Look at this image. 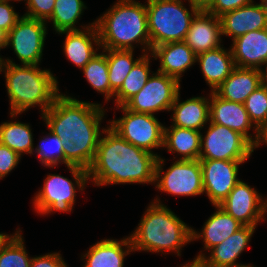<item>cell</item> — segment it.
Here are the masks:
<instances>
[{
  "instance_id": "cell-4",
  "label": "cell",
  "mask_w": 267,
  "mask_h": 267,
  "mask_svg": "<svg viewBox=\"0 0 267 267\" xmlns=\"http://www.w3.org/2000/svg\"><path fill=\"white\" fill-rule=\"evenodd\" d=\"M192 229L156 198L129 237L133 251H175L180 256L181 248L192 241Z\"/></svg>"
},
{
  "instance_id": "cell-6",
  "label": "cell",
  "mask_w": 267,
  "mask_h": 267,
  "mask_svg": "<svg viewBox=\"0 0 267 267\" xmlns=\"http://www.w3.org/2000/svg\"><path fill=\"white\" fill-rule=\"evenodd\" d=\"M190 11L182 0H147V23L151 50L171 42L184 41L191 22L201 10L189 3Z\"/></svg>"
},
{
  "instance_id": "cell-16",
  "label": "cell",
  "mask_w": 267,
  "mask_h": 267,
  "mask_svg": "<svg viewBox=\"0 0 267 267\" xmlns=\"http://www.w3.org/2000/svg\"><path fill=\"white\" fill-rule=\"evenodd\" d=\"M255 228L243 226L223 242L211 248L208 257L201 251L194 260H199L205 267H238L244 265L236 263V261L248 246Z\"/></svg>"
},
{
  "instance_id": "cell-33",
  "label": "cell",
  "mask_w": 267,
  "mask_h": 267,
  "mask_svg": "<svg viewBox=\"0 0 267 267\" xmlns=\"http://www.w3.org/2000/svg\"><path fill=\"white\" fill-rule=\"evenodd\" d=\"M40 140V144L33 152L37 153L42 165L54 168L58 164H64L63 140L51 131L48 133V136H44Z\"/></svg>"
},
{
  "instance_id": "cell-35",
  "label": "cell",
  "mask_w": 267,
  "mask_h": 267,
  "mask_svg": "<svg viewBox=\"0 0 267 267\" xmlns=\"http://www.w3.org/2000/svg\"><path fill=\"white\" fill-rule=\"evenodd\" d=\"M244 106L250 120L258 129L267 125V86L261 84L246 99Z\"/></svg>"
},
{
  "instance_id": "cell-8",
  "label": "cell",
  "mask_w": 267,
  "mask_h": 267,
  "mask_svg": "<svg viewBox=\"0 0 267 267\" xmlns=\"http://www.w3.org/2000/svg\"><path fill=\"white\" fill-rule=\"evenodd\" d=\"M123 117L109 122L110 127L134 146L155 154L152 149L164 146V125L151 114L134 112L118 106Z\"/></svg>"
},
{
  "instance_id": "cell-39",
  "label": "cell",
  "mask_w": 267,
  "mask_h": 267,
  "mask_svg": "<svg viewBox=\"0 0 267 267\" xmlns=\"http://www.w3.org/2000/svg\"><path fill=\"white\" fill-rule=\"evenodd\" d=\"M20 18L9 2L0 0V28L8 33Z\"/></svg>"
},
{
  "instance_id": "cell-20",
  "label": "cell",
  "mask_w": 267,
  "mask_h": 267,
  "mask_svg": "<svg viewBox=\"0 0 267 267\" xmlns=\"http://www.w3.org/2000/svg\"><path fill=\"white\" fill-rule=\"evenodd\" d=\"M82 28V30L78 31H62L58 33L66 35L63 47L67 59L80 69L98 54L97 50L101 47L95 21L87 26H82ZM93 44L99 47L95 49Z\"/></svg>"
},
{
  "instance_id": "cell-15",
  "label": "cell",
  "mask_w": 267,
  "mask_h": 267,
  "mask_svg": "<svg viewBox=\"0 0 267 267\" xmlns=\"http://www.w3.org/2000/svg\"><path fill=\"white\" fill-rule=\"evenodd\" d=\"M209 95V122L219 124L228 127L231 130L239 132L254 146L258 139L259 129L250 120L244 104L224 100L219 97L214 91H211V94ZM252 128L256 133V135L254 136L248 133Z\"/></svg>"
},
{
  "instance_id": "cell-18",
  "label": "cell",
  "mask_w": 267,
  "mask_h": 267,
  "mask_svg": "<svg viewBox=\"0 0 267 267\" xmlns=\"http://www.w3.org/2000/svg\"><path fill=\"white\" fill-rule=\"evenodd\" d=\"M232 42L231 52L236 67L262 69L267 61V28L247 32Z\"/></svg>"
},
{
  "instance_id": "cell-9",
  "label": "cell",
  "mask_w": 267,
  "mask_h": 267,
  "mask_svg": "<svg viewBox=\"0 0 267 267\" xmlns=\"http://www.w3.org/2000/svg\"><path fill=\"white\" fill-rule=\"evenodd\" d=\"M206 135L201 133L199 160L247 161L254 146L239 132L211 123Z\"/></svg>"
},
{
  "instance_id": "cell-38",
  "label": "cell",
  "mask_w": 267,
  "mask_h": 267,
  "mask_svg": "<svg viewBox=\"0 0 267 267\" xmlns=\"http://www.w3.org/2000/svg\"><path fill=\"white\" fill-rule=\"evenodd\" d=\"M20 159L15 151L0 143V179L8 175L19 164Z\"/></svg>"
},
{
  "instance_id": "cell-2",
  "label": "cell",
  "mask_w": 267,
  "mask_h": 267,
  "mask_svg": "<svg viewBox=\"0 0 267 267\" xmlns=\"http://www.w3.org/2000/svg\"><path fill=\"white\" fill-rule=\"evenodd\" d=\"M88 179L94 185L155 183L156 162L160 155L152 154L124 140L110 126L102 129Z\"/></svg>"
},
{
  "instance_id": "cell-42",
  "label": "cell",
  "mask_w": 267,
  "mask_h": 267,
  "mask_svg": "<svg viewBox=\"0 0 267 267\" xmlns=\"http://www.w3.org/2000/svg\"><path fill=\"white\" fill-rule=\"evenodd\" d=\"M19 231L17 230L16 233L13 235H8L5 233H0V251L10 242V240L18 233Z\"/></svg>"
},
{
  "instance_id": "cell-5",
  "label": "cell",
  "mask_w": 267,
  "mask_h": 267,
  "mask_svg": "<svg viewBox=\"0 0 267 267\" xmlns=\"http://www.w3.org/2000/svg\"><path fill=\"white\" fill-rule=\"evenodd\" d=\"M95 24L103 49L134 50V43L151 52L146 4L135 0H118ZM149 50V51H148Z\"/></svg>"
},
{
  "instance_id": "cell-44",
  "label": "cell",
  "mask_w": 267,
  "mask_h": 267,
  "mask_svg": "<svg viewBox=\"0 0 267 267\" xmlns=\"http://www.w3.org/2000/svg\"><path fill=\"white\" fill-rule=\"evenodd\" d=\"M7 36L8 33L4 29L0 28V50L7 47Z\"/></svg>"
},
{
  "instance_id": "cell-27",
  "label": "cell",
  "mask_w": 267,
  "mask_h": 267,
  "mask_svg": "<svg viewBox=\"0 0 267 267\" xmlns=\"http://www.w3.org/2000/svg\"><path fill=\"white\" fill-rule=\"evenodd\" d=\"M168 128L164 127L163 147L167 148L168 152L180 154L182 157H180L179 160L199 159L201 132L177 126Z\"/></svg>"
},
{
  "instance_id": "cell-30",
  "label": "cell",
  "mask_w": 267,
  "mask_h": 267,
  "mask_svg": "<svg viewBox=\"0 0 267 267\" xmlns=\"http://www.w3.org/2000/svg\"><path fill=\"white\" fill-rule=\"evenodd\" d=\"M29 124L4 122L0 124V143L15 151L20 157L23 153L33 154V135Z\"/></svg>"
},
{
  "instance_id": "cell-23",
  "label": "cell",
  "mask_w": 267,
  "mask_h": 267,
  "mask_svg": "<svg viewBox=\"0 0 267 267\" xmlns=\"http://www.w3.org/2000/svg\"><path fill=\"white\" fill-rule=\"evenodd\" d=\"M180 92L177 94L170 111L173 123L171 126L201 131L210 121V99L207 97H192L180 102Z\"/></svg>"
},
{
  "instance_id": "cell-19",
  "label": "cell",
  "mask_w": 267,
  "mask_h": 267,
  "mask_svg": "<svg viewBox=\"0 0 267 267\" xmlns=\"http://www.w3.org/2000/svg\"><path fill=\"white\" fill-rule=\"evenodd\" d=\"M220 17L201 9L191 22L184 42L198 55L221 46Z\"/></svg>"
},
{
  "instance_id": "cell-37",
  "label": "cell",
  "mask_w": 267,
  "mask_h": 267,
  "mask_svg": "<svg viewBox=\"0 0 267 267\" xmlns=\"http://www.w3.org/2000/svg\"><path fill=\"white\" fill-rule=\"evenodd\" d=\"M252 2L253 0H213L205 10L216 17H220L226 12L249 5Z\"/></svg>"
},
{
  "instance_id": "cell-49",
  "label": "cell",
  "mask_w": 267,
  "mask_h": 267,
  "mask_svg": "<svg viewBox=\"0 0 267 267\" xmlns=\"http://www.w3.org/2000/svg\"><path fill=\"white\" fill-rule=\"evenodd\" d=\"M238 267H254V266H252V265H250V264H244V265H241V266H238Z\"/></svg>"
},
{
  "instance_id": "cell-22",
  "label": "cell",
  "mask_w": 267,
  "mask_h": 267,
  "mask_svg": "<svg viewBox=\"0 0 267 267\" xmlns=\"http://www.w3.org/2000/svg\"><path fill=\"white\" fill-rule=\"evenodd\" d=\"M262 83V72L256 68L235 67L214 92L224 100L244 104Z\"/></svg>"
},
{
  "instance_id": "cell-43",
  "label": "cell",
  "mask_w": 267,
  "mask_h": 267,
  "mask_svg": "<svg viewBox=\"0 0 267 267\" xmlns=\"http://www.w3.org/2000/svg\"><path fill=\"white\" fill-rule=\"evenodd\" d=\"M213 0H188L189 3L199 7L200 9H206Z\"/></svg>"
},
{
  "instance_id": "cell-36",
  "label": "cell",
  "mask_w": 267,
  "mask_h": 267,
  "mask_svg": "<svg viewBox=\"0 0 267 267\" xmlns=\"http://www.w3.org/2000/svg\"><path fill=\"white\" fill-rule=\"evenodd\" d=\"M55 0H28L26 2L27 12L24 16L48 21L53 14Z\"/></svg>"
},
{
  "instance_id": "cell-48",
  "label": "cell",
  "mask_w": 267,
  "mask_h": 267,
  "mask_svg": "<svg viewBox=\"0 0 267 267\" xmlns=\"http://www.w3.org/2000/svg\"><path fill=\"white\" fill-rule=\"evenodd\" d=\"M264 216L267 215V199H264Z\"/></svg>"
},
{
  "instance_id": "cell-7",
  "label": "cell",
  "mask_w": 267,
  "mask_h": 267,
  "mask_svg": "<svg viewBox=\"0 0 267 267\" xmlns=\"http://www.w3.org/2000/svg\"><path fill=\"white\" fill-rule=\"evenodd\" d=\"M75 182L58 174L47 175L43 188L35 195V211L49 214L53 211L71 212L75 203L76 187L84 190L89 181L88 171L84 168L68 165ZM76 186V187H75Z\"/></svg>"
},
{
  "instance_id": "cell-34",
  "label": "cell",
  "mask_w": 267,
  "mask_h": 267,
  "mask_svg": "<svg viewBox=\"0 0 267 267\" xmlns=\"http://www.w3.org/2000/svg\"><path fill=\"white\" fill-rule=\"evenodd\" d=\"M32 258L26 252L21 231L0 251V267H30Z\"/></svg>"
},
{
  "instance_id": "cell-26",
  "label": "cell",
  "mask_w": 267,
  "mask_h": 267,
  "mask_svg": "<svg viewBox=\"0 0 267 267\" xmlns=\"http://www.w3.org/2000/svg\"><path fill=\"white\" fill-rule=\"evenodd\" d=\"M200 69L205 81L214 91L221 85L236 67L231 49L225 50L222 46L197 55Z\"/></svg>"
},
{
  "instance_id": "cell-3",
  "label": "cell",
  "mask_w": 267,
  "mask_h": 267,
  "mask_svg": "<svg viewBox=\"0 0 267 267\" xmlns=\"http://www.w3.org/2000/svg\"><path fill=\"white\" fill-rule=\"evenodd\" d=\"M3 71L12 118L34 106L41 108L42 115L60 94L56 77L39 65H19L7 58L1 62L0 73Z\"/></svg>"
},
{
  "instance_id": "cell-46",
  "label": "cell",
  "mask_w": 267,
  "mask_h": 267,
  "mask_svg": "<svg viewBox=\"0 0 267 267\" xmlns=\"http://www.w3.org/2000/svg\"><path fill=\"white\" fill-rule=\"evenodd\" d=\"M265 70L261 69L262 72V83L267 86V61L265 63Z\"/></svg>"
},
{
  "instance_id": "cell-12",
  "label": "cell",
  "mask_w": 267,
  "mask_h": 267,
  "mask_svg": "<svg viewBox=\"0 0 267 267\" xmlns=\"http://www.w3.org/2000/svg\"><path fill=\"white\" fill-rule=\"evenodd\" d=\"M46 21L24 15L8 32L7 46H11L22 65H39L42 59Z\"/></svg>"
},
{
  "instance_id": "cell-17",
  "label": "cell",
  "mask_w": 267,
  "mask_h": 267,
  "mask_svg": "<svg viewBox=\"0 0 267 267\" xmlns=\"http://www.w3.org/2000/svg\"><path fill=\"white\" fill-rule=\"evenodd\" d=\"M222 35L232 40L250 31L267 28V13L263 5L250 3L220 16Z\"/></svg>"
},
{
  "instance_id": "cell-45",
  "label": "cell",
  "mask_w": 267,
  "mask_h": 267,
  "mask_svg": "<svg viewBox=\"0 0 267 267\" xmlns=\"http://www.w3.org/2000/svg\"><path fill=\"white\" fill-rule=\"evenodd\" d=\"M181 267H205L199 260H193L191 263H186Z\"/></svg>"
},
{
  "instance_id": "cell-13",
  "label": "cell",
  "mask_w": 267,
  "mask_h": 267,
  "mask_svg": "<svg viewBox=\"0 0 267 267\" xmlns=\"http://www.w3.org/2000/svg\"><path fill=\"white\" fill-rule=\"evenodd\" d=\"M245 161L200 160L204 193L211 203L220 205L240 181L239 165Z\"/></svg>"
},
{
  "instance_id": "cell-21",
  "label": "cell",
  "mask_w": 267,
  "mask_h": 267,
  "mask_svg": "<svg viewBox=\"0 0 267 267\" xmlns=\"http://www.w3.org/2000/svg\"><path fill=\"white\" fill-rule=\"evenodd\" d=\"M150 55L156 60L160 59L158 72L173 77L179 82L182 73L197 60V55L184 41L158 45L151 50Z\"/></svg>"
},
{
  "instance_id": "cell-10",
  "label": "cell",
  "mask_w": 267,
  "mask_h": 267,
  "mask_svg": "<svg viewBox=\"0 0 267 267\" xmlns=\"http://www.w3.org/2000/svg\"><path fill=\"white\" fill-rule=\"evenodd\" d=\"M164 160L159 156L156 162L154 182L157 189L178 196H196L204 193L199 159H178L165 173ZM162 173H164L163 176Z\"/></svg>"
},
{
  "instance_id": "cell-14",
  "label": "cell",
  "mask_w": 267,
  "mask_h": 267,
  "mask_svg": "<svg viewBox=\"0 0 267 267\" xmlns=\"http://www.w3.org/2000/svg\"><path fill=\"white\" fill-rule=\"evenodd\" d=\"M263 197L243 181H239L219 205L244 226L256 227L264 217Z\"/></svg>"
},
{
  "instance_id": "cell-32",
  "label": "cell",
  "mask_w": 267,
  "mask_h": 267,
  "mask_svg": "<svg viewBox=\"0 0 267 267\" xmlns=\"http://www.w3.org/2000/svg\"><path fill=\"white\" fill-rule=\"evenodd\" d=\"M96 54L83 68V73L89 84L98 92L105 95L106 101L110 100V84L108 63L105 49Z\"/></svg>"
},
{
  "instance_id": "cell-11",
  "label": "cell",
  "mask_w": 267,
  "mask_h": 267,
  "mask_svg": "<svg viewBox=\"0 0 267 267\" xmlns=\"http://www.w3.org/2000/svg\"><path fill=\"white\" fill-rule=\"evenodd\" d=\"M180 89L177 79L157 71L123 106L130 111L151 115L162 110L170 111Z\"/></svg>"
},
{
  "instance_id": "cell-50",
  "label": "cell",
  "mask_w": 267,
  "mask_h": 267,
  "mask_svg": "<svg viewBox=\"0 0 267 267\" xmlns=\"http://www.w3.org/2000/svg\"><path fill=\"white\" fill-rule=\"evenodd\" d=\"M3 1H7V2H10V1H12V0H3ZM13 1H22V0H13ZM24 1H28V0H24Z\"/></svg>"
},
{
  "instance_id": "cell-47",
  "label": "cell",
  "mask_w": 267,
  "mask_h": 267,
  "mask_svg": "<svg viewBox=\"0 0 267 267\" xmlns=\"http://www.w3.org/2000/svg\"><path fill=\"white\" fill-rule=\"evenodd\" d=\"M261 4L263 5V7L267 13V0H261Z\"/></svg>"
},
{
  "instance_id": "cell-24",
  "label": "cell",
  "mask_w": 267,
  "mask_h": 267,
  "mask_svg": "<svg viewBox=\"0 0 267 267\" xmlns=\"http://www.w3.org/2000/svg\"><path fill=\"white\" fill-rule=\"evenodd\" d=\"M130 252H133V247L129 236L119 241L103 239L82 256L86 259L83 267H123L125 256Z\"/></svg>"
},
{
  "instance_id": "cell-31",
  "label": "cell",
  "mask_w": 267,
  "mask_h": 267,
  "mask_svg": "<svg viewBox=\"0 0 267 267\" xmlns=\"http://www.w3.org/2000/svg\"><path fill=\"white\" fill-rule=\"evenodd\" d=\"M86 6L82 0H55L52 21L56 33L62 31H78L75 27Z\"/></svg>"
},
{
  "instance_id": "cell-29",
  "label": "cell",
  "mask_w": 267,
  "mask_h": 267,
  "mask_svg": "<svg viewBox=\"0 0 267 267\" xmlns=\"http://www.w3.org/2000/svg\"><path fill=\"white\" fill-rule=\"evenodd\" d=\"M144 53L135 63L121 88L114 94L116 106H123L130 98L136 95L146 84L150 75V55Z\"/></svg>"
},
{
  "instance_id": "cell-25",
  "label": "cell",
  "mask_w": 267,
  "mask_h": 267,
  "mask_svg": "<svg viewBox=\"0 0 267 267\" xmlns=\"http://www.w3.org/2000/svg\"><path fill=\"white\" fill-rule=\"evenodd\" d=\"M214 207L217 208L216 212L204 223L200 234L192 229V241L202 238L204 249L208 251L244 226L219 205Z\"/></svg>"
},
{
  "instance_id": "cell-1",
  "label": "cell",
  "mask_w": 267,
  "mask_h": 267,
  "mask_svg": "<svg viewBox=\"0 0 267 267\" xmlns=\"http://www.w3.org/2000/svg\"><path fill=\"white\" fill-rule=\"evenodd\" d=\"M105 110L101 104L79 101L59 94L42 114L49 131L64 142V164L88 170L101 138L100 122Z\"/></svg>"
},
{
  "instance_id": "cell-40",
  "label": "cell",
  "mask_w": 267,
  "mask_h": 267,
  "mask_svg": "<svg viewBox=\"0 0 267 267\" xmlns=\"http://www.w3.org/2000/svg\"><path fill=\"white\" fill-rule=\"evenodd\" d=\"M30 267H67L60 253L32 257Z\"/></svg>"
},
{
  "instance_id": "cell-28",
  "label": "cell",
  "mask_w": 267,
  "mask_h": 267,
  "mask_svg": "<svg viewBox=\"0 0 267 267\" xmlns=\"http://www.w3.org/2000/svg\"><path fill=\"white\" fill-rule=\"evenodd\" d=\"M108 63L110 98L121 88L135 63L142 57L133 58V50L105 49Z\"/></svg>"
},
{
  "instance_id": "cell-41",
  "label": "cell",
  "mask_w": 267,
  "mask_h": 267,
  "mask_svg": "<svg viewBox=\"0 0 267 267\" xmlns=\"http://www.w3.org/2000/svg\"><path fill=\"white\" fill-rule=\"evenodd\" d=\"M261 143L267 144V125L261 127L259 129V135L256 144L254 145V150L255 148H258Z\"/></svg>"
}]
</instances>
